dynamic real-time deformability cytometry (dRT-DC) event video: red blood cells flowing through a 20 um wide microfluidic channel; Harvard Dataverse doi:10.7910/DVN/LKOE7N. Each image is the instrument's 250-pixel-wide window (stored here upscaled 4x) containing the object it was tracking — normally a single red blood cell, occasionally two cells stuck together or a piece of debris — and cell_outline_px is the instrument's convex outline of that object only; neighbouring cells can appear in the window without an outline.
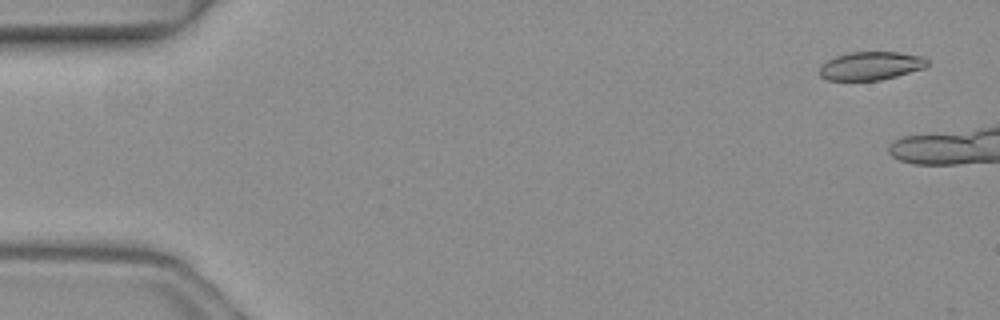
{"species": "common noctule bat (a hibernating species)", "species_latin": "Nyctalus noctula", "temperature_condition": "warm", "stored_images_in_passage": 4, "camera_frame_rate_fps": 3000, "um_per_image_px": 0.085, "animal": {"sex": "female", "body_mass_g": 19.3, "forearm_length_mm": 54.1}, "frame": {"image": 1, "passage_image": 1, "time_ms": 0.0, "image_size_px": [1000, 320], "cell_outline_px": [[928, 64], [924, 68], [896, 76], [880, 80], [828, 80], [820, 76], [820, 64], [836, 56], [848, 52], [900, 52], [924, 56], [928, 60]], "centroid_in_image_um": [74.03, 5.58], "position_along_channel_um": 11.0, "area_um2": 17.86}}